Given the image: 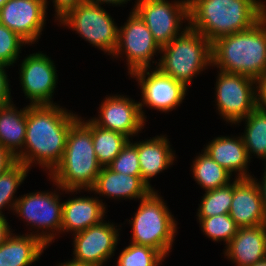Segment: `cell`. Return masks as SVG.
Returning a JSON list of instances; mask_svg holds the SVG:
<instances>
[{"label": "cell", "instance_id": "6da1fadb", "mask_svg": "<svg viewBox=\"0 0 266 266\" xmlns=\"http://www.w3.org/2000/svg\"><path fill=\"white\" fill-rule=\"evenodd\" d=\"M69 111V112H68ZM55 105H29L26 138L18 162L31 169L39 164L48 174L61 162L72 124L80 117Z\"/></svg>", "mask_w": 266, "mask_h": 266}, {"label": "cell", "instance_id": "7a4b0ae2", "mask_svg": "<svg viewBox=\"0 0 266 266\" xmlns=\"http://www.w3.org/2000/svg\"><path fill=\"white\" fill-rule=\"evenodd\" d=\"M189 27L211 43L250 29L266 15L261 0H188Z\"/></svg>", "mask_w": 266, "mask_h": 266}, {"label": "cell", "instance_id": "3957f363", "mask_svg": "<svg viewBox=\"0 0 266 266\" xmlns=\"http://www.w3.org/2000/svg\"><path fill=\"white\" fill-rule=\"evenodd\" d=\"M101 168L94 151L91 129L78 118L69 129L61 162L48 176L56 190L77 194L82 189L88 192L92 189Z\"/></svg>", "mask_w": 266, "mask_h": 266}, {"label": "cell", "instance_id": "277c9868", "mask_svg": "<svg viewBox=\"0 0 266 266\" xmlns=\"http://www.w3.org/2000/svg\"><path fill=\"white\" fill-rule=\"evenodd\" d=\"M212 67L257 80L266 72V15L248 30L211 43Z\"/></svg>", "mask_w": 266, "mask_h": 266}, {"label": "cell", "instance_id": "5b68a950", "mask_svg": "<svg viewBox=\"0 0 266 266\" xmlns=\"http://www.w3.org/2000/svg\"><path fill=\"white\" fill-rule=\"evenodd\" d=\"M160 54L157 68L186 88L201 71L212 66L211 42L190 27L161 47Z\"/></svg>", "mask_w": 266, "mask_h": 266}, {"label": "cell", "instance_id": "8992f818", "mask_svg": "<svg viewBox=\"0 0 266 266\" xmlns=\"http://www.w3.org/2000/svg\"><path fill=\"white\" fill-rule=\"evenodd\" d=\"M162 198L158 191L152 190L140 199L129 224L132 225V243L152 247L168 257L178 232L176 220Z\"/></svg>", "mask_w": 266, "mask_h": 266}, {"label": "cell", "instance_id": "52a82bcc", "mask_svg": "<svg viewBox=\"0 0 266 266\" xmlns=\"http://www.w3.org/2000/svg\"><path fill=\"white\" fill-rule=\"evenodd\" d=\"M58 22L61 26L64 25L76 31L95 48L113 55L118 42L119 27L102 6L84 1Z\"/></svg>", "mask_w": 266, "mask_h": 266}, {"label": "cell", "instance_id": "ba28073f", "mask_svg": "<svg viewBox=\"0 0 266 266\" xmlns=\"http://www.w3.org/2000/svg\"><path fill=\"white\" fill-rule=\"evenodd\" d=\"M55 191H38L19 196L13 210L27 225L38 229L34 236L46 246L54 242L56 235H60L62 227L63 202H60V196Z\"/></svg>", "mask_w": 266, "mask_h": 266}, {"label": "cell", "instance_id": "9c48e42d", "mask_svg": "<svg viewBox=\"0 0 266 266\" xmlns=\"http://www.w3.org/2000/svg\"><path fill=\"white\" fill-rule=\"evenodd\" d=\"M134 5L132 10L144 21L160 47L169 44L189 27L187 23L182 28L183 23L189 22L188 0L174 3L167 0H136Z\"/></svg>", "mask_w": 266, "mask_h": 266}, {"label": "cell", "instance_id": "30bf717a", "mask_svg": "<svg viewBox=\"0 0 266 266\" xmlns=\"http://www.w3.org/2000/svg\"><path fill=\"white\" fill-rule=\"evenodd\" d=\"M256 80L218 71L215 95L220 116L231 125L242 122L256 108Z\"/></svg>", "mask_w": 266, "mask_h": 266}, {"label": "cell", "instance_id": "8fae6325", "mask_svg": "<svg viewBox=\"0 0 266 266\" xmlns=\"http://www.w3.org/2000/svg\"><path fill=\"white\" fill-rule=\"evenodd\" d=\"M160 52L161 47L154 40L151 31L140 16L132 10L127 22L118 29V42L112 58L126 55L128 74L131 75L140 69H151V63H155L157 67L158 62H151V59L153 60L154 55Z\"/></svg>", "mask_w": 266, "mask_h": 266}, {"label": "cell", "instance_id": "7c38bea8", "mask_svg": "<svg viewBox=\"0 0 266 266\" xmlns=\"http://www.w3.org/2000/svg\"><path fill=\"white\" fill-rule=\"evenodd\" d=\"M140 69L131 74L141 89L142 101L139 102L141 114L146 121L142 110L144 106L163 112L176 109L183 102L188 88L171 76L162 73L157 67Z\"/></svg>", "mask_w": 266, "mask_h": 266}, {"label": "cell", "instance_id": "4fadbf2b", "mask_svg": "<svg viewBox=\"0 0 266 266\" xmlns=\"http://www.w3.org/2000/svg\"><path fill=\"white\" fill-rule=\"evenodd\" d=\"M19 78L30 105H55L54 90L58 79L54 61L42 52L26 56L20 64Z\"/></svg>", "mask_w": 266, "mask_h": 266}, {"label": "cell", "instance_id": "5bb4252c", "mask_svg": "<svg viewBox=\"0 0 266 266\" xmlns=\"http://www.w3.org/2000/svg\"><path fill=\"white\" fill-rule=\"evenodd\" d=\"M112 222L105 220L74 236L73 261L92 266H104L114 256L119 241V231Z\"/></svg>", "mask_w": 266, "mask_h": 266}, {"label": "cell", "instance_id": "9a60e30c", "mask_svg": "<svg viewBox=\"0 0 266 266\" xmlns=\"http://www.w3.org/2000/svg\"><path fill=\"white\" fill-rule=\"evenodd\" d=\"M48 3L47 0H8L0 9V24L32 45L38 42L45 28Z\"/></svg>", "mask_w": 266, "mask_h": 266}, {"label": "cell", "instance_id": "2e32d148", "mask_svg": "<svg viewBox=\"0 0 266 266\" xmlns=\"http://www.w3.org/2000/svg\"><path fill=\"white\" fill-rule=\"evenodd\" d=\"M104 99L98 117L90 120L100 128L121 133L129 139L137 136L147 122L141 114L139 102L117 94Z\"/></svg>", "mask_w": 266, "mask_h": 266}, {"label": "cell", "instance_id": "e0dca14e", "mask_svg": "<svg viewBox=\"0 0 266 266\" xmlns=\"http://www.w3.org/2000/svg\"><path fill=\"white\" fill-rule=\"evenodd\" d=\"M234 179L229 216L239 228L266 224V213L256 177Z\"/></svg>", "mask_w": 266, "mask_h": 266}, {"label": "cell", "instance_id": "ac0fdd59", "mask_svg": "<svg viewBox=\"0 0 266 266\" xmlns=\"http://www.w3.org/2000/svg\"><path fill=\"white\" fill-rule=\"evenodd\" d=\"M224 256L237 266H251L266 258V224L239 228L225 246Z\"/></svg>", "mask_w": 266, "mask_h": 266}, {"label": "cell", "instance_id": "d6986e66", "mask_svg": "<svg viewBox=\"0 0 266 266\" xmlns=\"http://www.w3.org/2000/svg\"><path fill=\"white\" fill-rule=\"evenodd\" d=\"M91 192L99 196H106L108 199H142L152 189L142 180L141 175H127L117 173L108 166L102 167L97 176Z\"/></svg>", "mask_w": 266, "mask_h": 266}, {"label": "cell", "instance_id": "ffe728a7", "mask_svg": "<svg viewBox=\"0 0 266 266\" xmlns=\"http://www.w3.org/2000/svg\"><path fill=\"white\" fill-rule=\"evenodd\" d=\"M99 197H76L63 201L61 234H73L99 224L106 214V205Z\"/></svg>", "mask_w": 266, "mask_h": 266}, {"label": "cell", "instance_id": "44dd1931", "mask_svg": "<svg viewBox=\"0 0 266 266\" xmlns=\"http://www.w3.org/2000/svg\"><path fill=\"white\" fill-rule=\"evenodd\" d=\"M203 151L231 175L236 173V178L253 177L248 171V163L250 165L251 160L241 136H218L211 140Z\"/></svg>", "mask_w": 266, "mask_h": 266}, {"label": "cell", "instance_id": "7402d4cb", "mask_svg": "<svg viewBox=\"0 0 266 266\" xmlns=\"http://www.w3.org/2000/svg\"><path fill=\"white\" fill-rule=\"evenodd\" d=\"M137 150L142 180L152 188L150 181L160 172L174 163L175 152L172 151L170 141L161 135L137 142Z\"/></svg>", "mask_w": 266, "mask_h": 266}, {"label": "cell", "instance_id": "603a6c76", "mask_svg": "<svg viewBox=\"0 0 266 266\" xmlns=\"http://www.w3.org/2000/svg\"><path fill=\"white\" fill-rule=\"evenodd\" d=\"M34 234L12 233L0 246V266H29L39 260L48 246Z\"/></svg>", "mask_w": 266, "mask_h": 266}, {"label": "cell", "instance_id": "cb8c5ba5", "mask_svg": "<svg viewBox=\"0 0 266 266\" xmlns=\"http://www.w3.org/2000/svg\"><path fill=\"white\" fill-rule=\"evenodd\" d=\"M13 103L0 106V144L16 157L23 150L29 105L17 110Z\"/></svg>", "mask_w": 266, "mask_h": 266}, {"label": "cell", "instance_id": "d4e9b609", "mask_svg": "<svg viewBox=\"0 0 266 266\" xmlns=\"http://www.w3.org/2000/svg\"><path fill=\"white\" fill-rule=\"evenodd\" d=\"M79 118L91 129L96 158L102 167L108 166L131 140L121 133L100 128L89 119Z\"/></svg>", "mask_w": 266, "mask_h": 266}, {"label": "cell", "instance_id": "484cf974", "mask_svg": "<svg viewBox=\"0 0 266 266\" xmlns=\"http://www.w3.org/2000/svg\"><path fill=\"white\" fill-rule=\"evenodd\" d=\"M203 152V153H202ZM192 162L193 178L203 190L208 191L228 185L231 175L227 170L214 161L207 153L202 151Z\"/></svg>", "mask_w": 266, "mask_h": 266}, {"label": "cell", "instance_id": "4316f807", "mask_svg": "<svg viewBox=\"0 0 266 266\" xmlns=\"http://www.w3.org/2000/svg\"><path fill=\"white\" fill-rule=\"evenodd\" d=\"M245 132L241 135L245 144L247 155L251 160L253 154L263 159L266 164V111L257 107L246 117ZM256 154V155H255Z\"/></svg>", "mask_w": 266, "mask_h": 266}, {"label": "cell", "instance_id": "83f0119b", "mask_svg": "<svg viewBox=\"0 0 266 266\" xmlns=\"http://www.w3.org/2000/svg\"><path fill=\"white\" fill-rule=\"evenodd\" d=\"M29 170L23 163L17 161L11 168L0 175V218H6L2 214L3 208L8 206V210H14L18 200L14 194L27 177Z\"/></svg>", "mask_w": 266, "mask_h": 266}, {"label": "cell", "instance_id": "f1b7e54d", "mask_svg": "<svg viewBox=\"0 0 266 266\" xmlns=\"http://www.w3.org/2000/svg\"><path fill=\"white\" fill-rule=\"evenodd\" d=\"M203 195L198 207V218L229 214L233 198V182L217 189L205 191Z\"/></svg>", "mask_w": 266, "mask_h": 266}, {"label": "cell", "instance_id": "f546056e", "mask_svg": "<svg viewBox=\"0 0 266 266\" xmlns=\"http://www.w3.org/2000/svg\"><path fill=\"white\" fill-rule=\"evenodd\" d=\"M164 259L158 250L131 242L119 254L116 266H159Z\"/></svg>", "mask_w": 266, "mask_h": 266}, {"label": "cell", "instance_id": "4dcf8cb0", "mask_svg": "<svg viewBox=\"0 0 266 266\" xmlns=\"http://www.w3.org/2000/svg\"><path fill=\"white\" fill-rule=\"evenodd\" d=\"M205 236L213 241H224L226 246L236 235L239 227L229 214L212 216L210 218H197Z\"/></svg>", "mask_w": 266, "mask_h": 266}, {"label": "cell", "instance_id": "1f68e13d", "mask_svg": "<svg viewBox=\"0 0 266 266\" xmlns=\"http://www.w3.org/2000/svg\"><path fill=\"white\" fill-rule=\"evenodd\" d=\"M28 44L18 34L0 24V63L11 66L18 60L21 47Z\"/></svg>", "mask_w": 266, "mask_h": 266}, {"label": "cell", "instance_id": "d6a6232c", "mask_svg": "<svg viewBox=\"0 0 266 266\" xmlns=\"http://www.w3.org/2000/svg\"><path fill=\"white\" fill-rule=\"evenodd\" d=\"M108 167L117 173L141 175L137 141L133 143L129 140Z\"/></svg>", "mask_w": 266, "mask_h": 266}, {"label": "cell", "instance_id": "836d02e7", "mask_svg": "<svg viewBox=\"0 0 266 266\" xmlns=\"http://www.w3.org/2000/svg\"><path fill=\"white\" fill-rule=\"evenodd\" d=\"M6 68H8V66L0 63V106H4L13 102Z\"/></svg>", "mask_w": 266, "mask_h": 266}, {"label": "cell", "instance_id": "e575fe53", "mask_svg": "<svg viewBox=\"0 0 266 266\" xmlns=\"http://www.w3.org/2000/svg\"><path fill=\"white\" fill-rule=\"evenodd\" d=\"M55 6V21L63 18L74 7L84 2V0H52Z\"/></svg>", "mask_w": 266, "mask_h": 266}, {"label": "cell", "instance_id": "d590c367", "mask_svg": "<svg viewBox=\"0 0 266 266\" xmlns=\"http://www.w3.org/2000/svg\"><path fill=\"white\" fill-rule=\"evenodd\" d=\"M256 107L266 111V72L256 80Z\"/></svg>", "mask_w": 266, "mask_h": 266}, {"label": "cell", "instance_id": "8d00e7d4", "mask_svg": "<svg viewBox=\"0 0 266 266\" xmlns=\"http://www.w3.org/2000/svg\"><path fill=\"white\" fill-rule=\"evenodd\" d=\"M17 162L16 157L0 144V175Z\"/></svg>", "mask_w": 266, "mask_h": 266}, {"label": "cell", "instance_id": "74e56055", "mask_svg": "<svg viewBox=\"0 0 266 266\" xmlns=\"http://www.w3.org/2000/svg\"><path fill=\"white\" fill-rule=\"evenodd\" d=\"M6 218H0V246L7 240L13 231Z\"/></svg>", "mask_w": 266, "mask_h": 266}, {"label": "cell", "instance_id": "f35d334b", "mask_svg": "<svg viewBox=\"0 0 266 266\" xmlns=\"http://www.w3.org/2000/svg\"><path fill=\"white\" fill-rule=\"evenodd\" d=\"M256 182H257V185L261 193L262 204H263L264 211L266 213V164H265L262 181L260 182L256 180Z\"/></svg>", "mask_w": 266, "mask_h": 266}, {"label": "cell", "instance_id": "ab89813d", "mask_svg": "<svg viewBox=\"0 0 266 266\" xmlns=\"http://www.w3.org/2000/svg\"><path fill=\"white\" fill-rule=\"evenodd\" d=\"M85 2H87V3H92V4H97V5H103V4H108V5H110L111 6V4L113 5H115V6H117V5H122L123 6V4H126L128 1H130V0H84Z\"/></svg>", "mask_w": 266, "mask_h": 266}, {"label": "cell", "instance_id": "60d3db41", "mask_svg": "<svg viewBox=\"0 0 266 266\" xmlns=\"http://www.w3.org/2000/svg\"><path fill=\"white\" fill-rule=\"evenodd\" d=\"M58 266H92V265H89V264H83V263H78V262H75L73 260H70V261H66L64 263H60L57 264Z\"/></svg>", "mask_w": 266, "mask_h": 266}, {"label": "cell", "instance_id": "b9f144b4", "mask_svg": "<svg viewBox=\"0 0 266 266\" xmlns=\"http://www.w3.org/2000/svg\"><path fill=\"white\" fill-rule=\"evenodd\" d=\"M251 266H266V258H264L263 260H261L259 262L254 263Z\"/></svg>", "mask_w": 266, "mask_h": 266}, {"label": "cell", "instance_id": "7bdbcfd3", "mask_svg": "<svg viewBox=\"0 0 266 266\" xmlns=\"http://www.w3.org/2000/svg\"><path fill=\"white\" fill-rule=\"evenodd\" d=\"M8 0H0V9Z\"/></svg>", "mask_w": 266, "mask_h": 266}]
</instances>
